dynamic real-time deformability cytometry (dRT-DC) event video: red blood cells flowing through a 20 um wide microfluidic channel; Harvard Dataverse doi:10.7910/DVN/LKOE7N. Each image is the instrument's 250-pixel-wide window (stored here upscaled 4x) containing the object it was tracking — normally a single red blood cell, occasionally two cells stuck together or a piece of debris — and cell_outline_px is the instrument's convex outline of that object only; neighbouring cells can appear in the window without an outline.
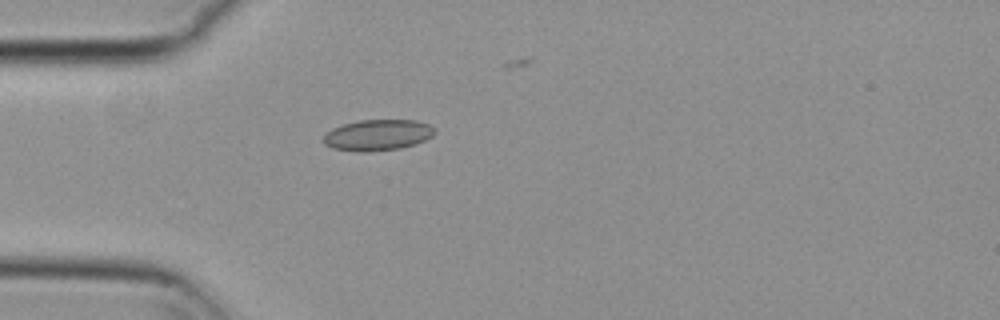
{"species": "common noctule bat (a hibernating species)", "species_latin": "Nyctalus noctula", "temperature_condition": "cold", "stored_images_in_passage": 13, "camera_frame_rate_fps": 3000, "um_per_image_px": 0.085, "animal": {"sex": "female", "body_mass_g": 29.2, "forearm_length_mm": 56.3}, "frame": {"image": 1, "passage_image": 1, "time_ms": 0.0, "image_size_px": [1000, 320], "cell_outline_px": [[436, 132], [432, 136], [416, 144], [400, 148], [368, 152], [360, 152], [332, 148], [324, 144], [320, 140], [332, 128], [344, 124], [360, 120], [416, 120], [428, 124], [436, 128]], "centroid_in_image_um": [32.1, 11.48], "position_along_channel_um": 52.9, "area_um2": 20.23}}
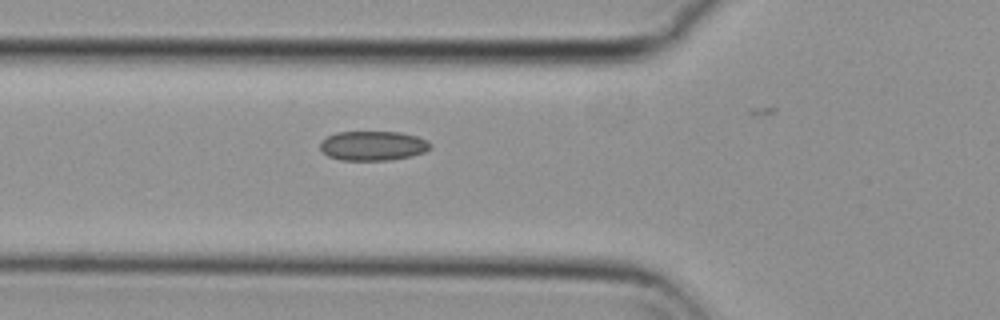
{"frame": {"image": 2, "passage_image": 5, "time_ms": 1.333, "image_size_px": [1000, 320], "cell_outline_px": [[432, 148], [424, 152], [412, 156], [392, 160], [340, 160], [328, 156], [320, 148], [320, 144], [328, 136], [336, 132], [400, 132], [416, 136], [428, 140], [432, 144]], "centroid_in_image_um": [31.75, 12.39], "position_along_channel_um": 94.1, "area_um2": 19.02}}
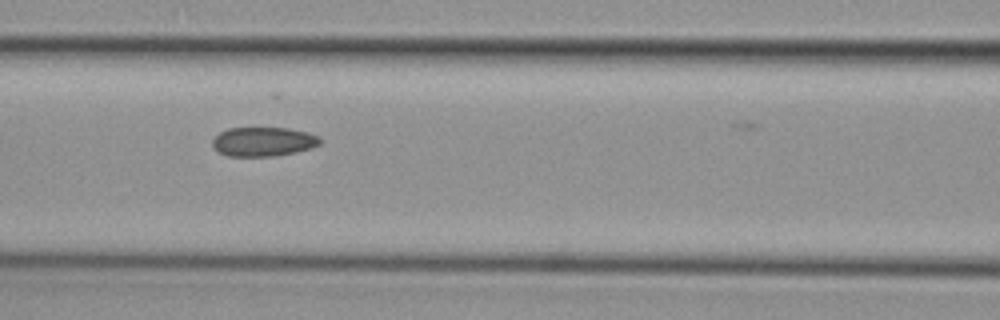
{"frame": {"image": 3, "passage_image": 9, "time_ms": 2.667, "image_size_px": [1000, 320], "cell_outline_px": [[320, 144], [312, 148], [296, 152], [276, 156], [228, 156], [216, 152], [212, 148], [212, 140], [220, 132], [228, 128], [288, 128], [308, 132], [320, 136]], "centroid_in_image_um": [22.37, 12.05], "position_along_channel_um": 144.2, "area_um2": 18.55}}